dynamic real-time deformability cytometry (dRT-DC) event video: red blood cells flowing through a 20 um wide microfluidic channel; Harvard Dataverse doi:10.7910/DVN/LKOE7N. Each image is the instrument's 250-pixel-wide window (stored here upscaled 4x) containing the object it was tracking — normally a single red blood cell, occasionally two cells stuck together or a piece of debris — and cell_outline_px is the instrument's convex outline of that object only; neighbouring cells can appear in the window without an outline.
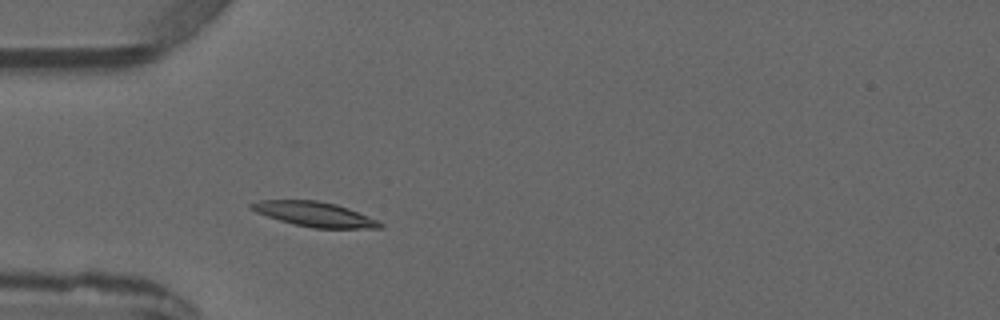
{"species": "common noctule bat (a hibernating species)", "species_latin": "Nyctalus noctula", "temperature_condition": "warm", "stored_images_in_passage": 5, "camera_frame_rate_fps": 3000, "um_per_image_px": 0.085, "animal": {"sex": "male", "forearm_length_mm": 52.5}, "frame": {"image": 1, "passage_image": 5, "time_ms": 5.333, "image_size_px": [1000, 320], "cell_outline_px": [[384, 224], [380, 228], [312, 228], [280, 220], [256, 212], [248, 204], [260, 200], [316, 200], [336, 204], [348, 208], [380, 220]], "centroid_in_image_um": [26.79, 18.2], "position_along_channel_um": 58.2, "area_um2": 18.44}}